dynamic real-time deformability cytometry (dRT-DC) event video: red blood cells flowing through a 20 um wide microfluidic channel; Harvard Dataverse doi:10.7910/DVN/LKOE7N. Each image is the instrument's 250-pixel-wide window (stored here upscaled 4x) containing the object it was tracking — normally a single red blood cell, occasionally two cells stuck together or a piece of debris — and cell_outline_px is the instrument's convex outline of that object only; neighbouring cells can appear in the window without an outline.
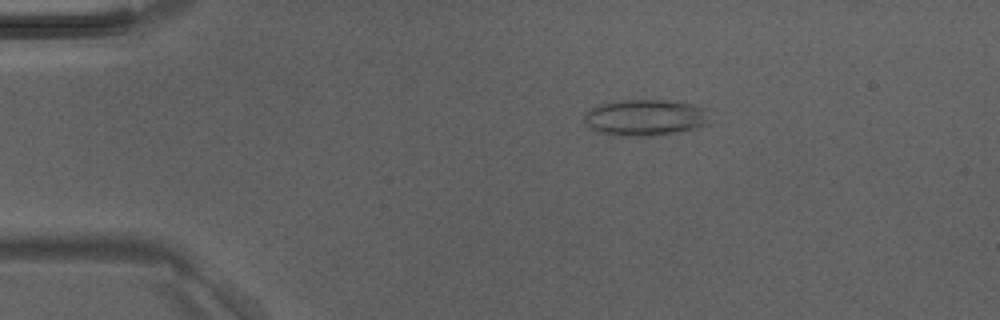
{"species": "Egyptian fruit bat (a non-hibernating species)", "species_latin": "Rousettus aegyptiacus", "temperature_condition": "room temperature", "stored_images_in_passage": 6, "camera_frame_rate_fps": 3000, "um_per_image_px": 0.085, "animal": {"sex": "male"}, "frame": {"image": 1, "passage_image": 2, "time_ms": 0.333, "image_size_px": [1000, 320], "cell_outline_px": [[708, 124], [660, 136], [608, 136], [596, 132], [588, 128], [584, 120], [584, 112], [600, 104], [620, 100], [664, 100], [692, 104], [704, 108]], "centroid_in_image_um": [54.73, 10.01], "position_along_channel_um": 30.3, "area_um2": 26.7}}